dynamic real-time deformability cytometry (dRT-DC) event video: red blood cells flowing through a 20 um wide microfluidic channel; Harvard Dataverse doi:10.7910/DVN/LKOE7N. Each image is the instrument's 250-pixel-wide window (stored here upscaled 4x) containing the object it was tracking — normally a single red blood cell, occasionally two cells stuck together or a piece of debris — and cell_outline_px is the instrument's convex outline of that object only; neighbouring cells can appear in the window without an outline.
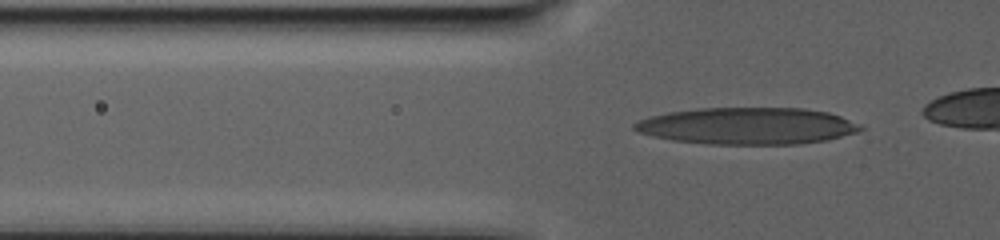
{"species": "human", "species_latin": "Homo sapiens", "temperature_condition": "warm", "stored_images_in_passage": 75, "camera_frame_rate_fps": 3000, "um_per_image_px": 0.085, "donor": {"sex": "male"}, "frame": {"image": 1, "passage_image": 20, "time_ms": 6.333, "image_size_px": [1000, 240], "cell_outline_px": [[864, 128], [856, 132], [828, 140], [800, 144], [708, 144], [672, 140], [652, 136], [640, 132], [632, 128], [632, 124], [640, 120], [652, 116], [668, 112], [700, 108], [804, 108], [828, 112], [840, 116]], "centroid_in_image_um": [63.51, 10.71], "position_along_channel_um": 62.3, "area_um2": 48.32}}
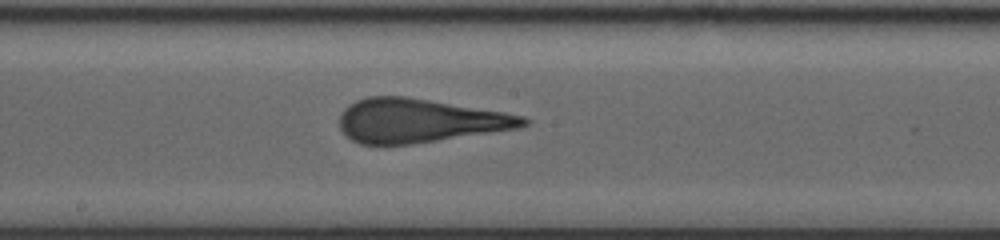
{"frame": {"image": 2, "passage_image": 43, "time_ms": 14.0, "image_size_px": [1000, 240], "cell_outline_px": [[532, 120], [528, 124], [520, 128], [412, 144], [360, 144], [352, 140], [340, 128], [340, 116], [344, 108], [348, 104], [356, 100], [368, 96], [404, 96], [504, 112], [524, 116]], "centroid_in_image_um": [35.66, 10.25], "position_along_channel_um": 212.5, "area_um2": 46.76}}
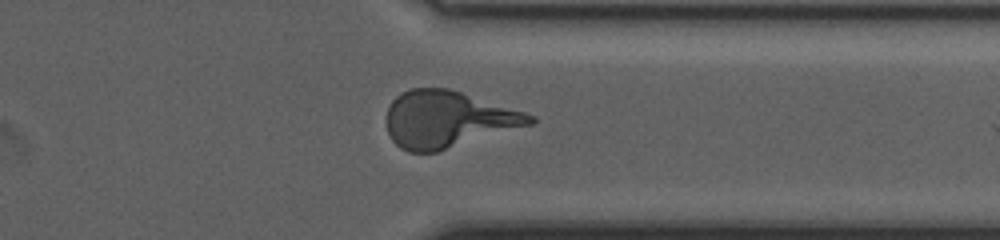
{"frame": {"image": 3, "passage_image": 66, "time_ms": 21.667, "image_size_px": [1000, 240], "cell_outline_px": [[536, 120], [532, 124], [436, 152], [408, 152], [400, 148], [392, 140], [388, 132], [388, 108], [392, 100], [400, 92], [408, 88], [448, 88], [524, 112], [536, 116]], "centroid_in_image_um": [38.03, 10.14], "position_along_channel_um": 373.4, "area_um2": 46.93}}